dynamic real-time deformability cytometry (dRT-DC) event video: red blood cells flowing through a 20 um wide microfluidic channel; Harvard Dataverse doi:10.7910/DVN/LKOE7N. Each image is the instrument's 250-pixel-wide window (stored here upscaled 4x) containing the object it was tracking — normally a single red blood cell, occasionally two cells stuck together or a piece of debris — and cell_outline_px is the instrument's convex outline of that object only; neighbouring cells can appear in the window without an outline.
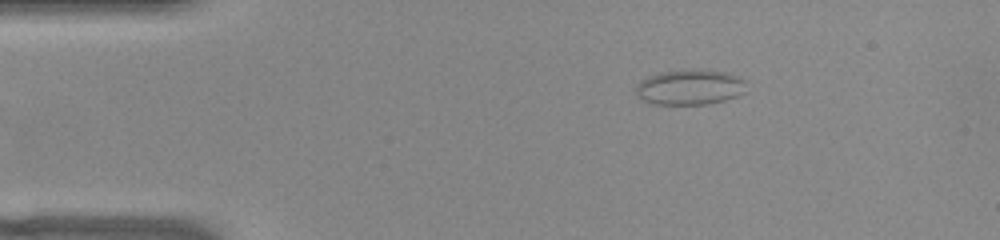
{"species": "common noctule bat (a hibernating species)", "species_latin": "Nyctalus noctula", "temperature_condition": "warm", "stored_images_in_passage": 45, "camera_frame_rate_fps": 3000, "um_per_image_px": 0.085, "animal": {"sex": "female", "body_mass_g": 22.0, "forearm_length_mm": 56.7}, "frame": {"image": 1, "passage_image": 1, "time_ms": 0.0, "image_size_px": [1000, 240], "cell_outline_px": [[748, 92], [724, 100], [704, 104], [652, 104], [636, 96], [636, 84], [640, 80], [648, 76], [660, 72], [700, 68], [728, 72], [748, 80]], "centroid_in_image_um": [58.7, 7.39], "position_along_channel_um": 26.3, "area_um2": 23.35}}
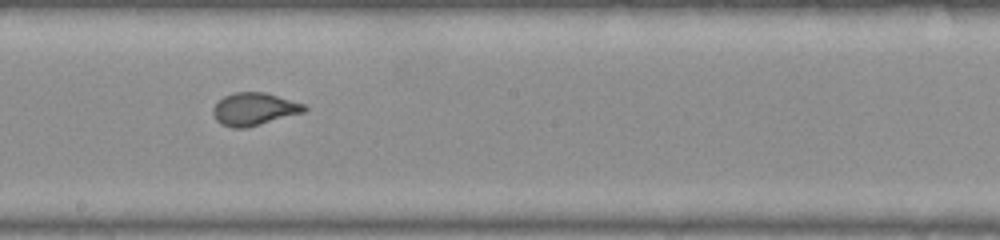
{"frame": {"image": 2, "passage_image": 21, "time_ms": 6.667, "image_size_px": [1000, 240], "cell_outline_px": [[308, 108], [304, 112], [248, 128], [232, 128], [220, 124], [216, 120], [212, 112], [212, 108], [224, 96], [236, 92], [264, 92], [304, 104]], "centroid_in_image_um": [21.58, 9.29], "position_along_channel_um": 226.6, "area_um2": 17.34}}
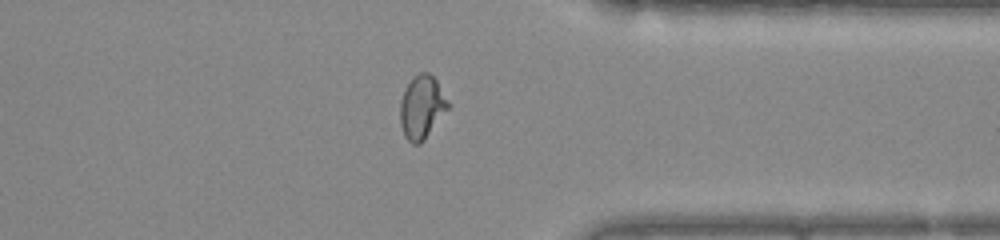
{"frame": {"image": 3, "passage_image": 33, "time_ms": 10.667, "image_size_px": [1000, 240], "cell_outline_px": [[452, 104], [424, 140], [420, 144], [412, 144], [404, 136], [400, 124], [400, 100], [404, 88], [420, 72], [428, 72], [436, 80]], "centroid_in_image_um": [35.87, 9.12], "position_along_channel_um": 375.5, "area_um2": 17.8}}